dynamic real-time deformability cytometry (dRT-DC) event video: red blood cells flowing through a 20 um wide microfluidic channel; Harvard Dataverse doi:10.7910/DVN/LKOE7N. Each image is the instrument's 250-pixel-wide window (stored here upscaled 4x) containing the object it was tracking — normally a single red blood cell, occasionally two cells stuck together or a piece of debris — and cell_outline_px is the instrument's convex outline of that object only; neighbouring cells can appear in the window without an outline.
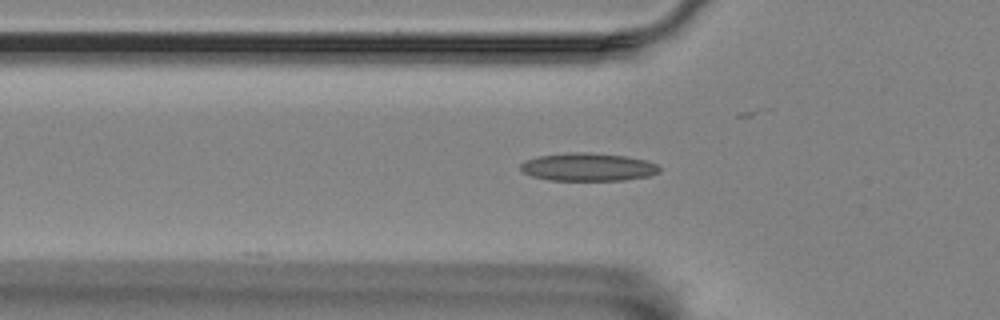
{"species": "Egyptian fruit bat (a non-hibernating species)", "species_latin": "Rousettus aegyptiacus", "temperature_condition": "room temperature", "stored_images_in_passage": 44, "camera_frame_rate_fps": 3000, "um_per_image_px": 0.085, "animal": {"sex": "female"}, "frame": {"image": 1, "passage_image": 6, "time_ms": 1.667, "image_size_px": [1000, 320], "cell_outline_px": [[660, 172], [648, 176], [624, 180], [548, 180], [532, 176], [524, 172], [520, 168], [520, 164], [528, 160], [540, 156], [572, 152], [588, 152], [624, 156], [644, 160], [656, 164], [660, 168]], "centroid_in_image_um": [49.99, 14.2], "position_along_channel_um": 75.8, "area_um2": 22.37}}
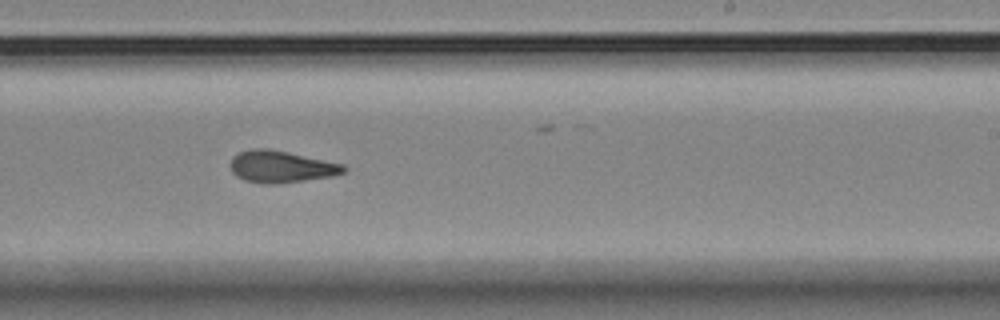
{"frame": {"image": 2, "passage_image": 22, "time_ms": 7.0, "image_size_px": [1000, 320], "cell_outline_px": [[348, 168], [344, 172], [332, 176], [276, 184], [264, 184], [244, 180], [236, 176], [232, 172], [232, 156], [240, 152], [252, 148], [268, 148], [288, 152], [344, 164]], "centroid_in_image_um": [23.9, 14.16], "position_along_channel_um": 265.1, "area_um2": 20.98}}
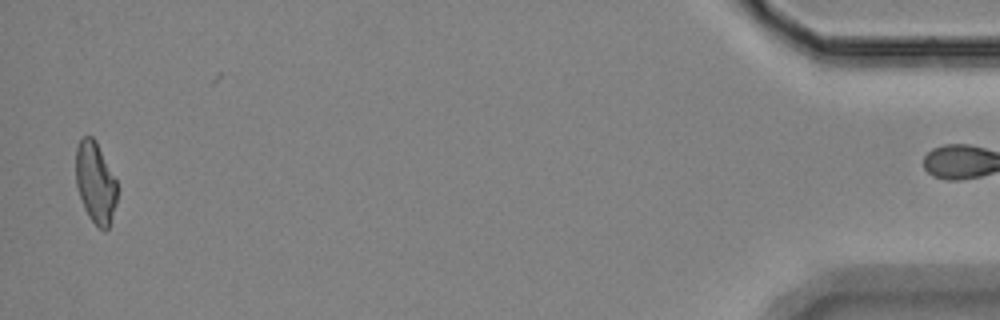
{"frame": {"image": 3, "passage_image": 43, "time_ms": 14.0, "image_size_px": [1000, 320], "cell_outline_px": [[116, 204], [108, 228], [100, 228], [88, 216], [84, 208], [76, 184], [76, 148], [80, 140], [84, 136], [92, 136], [96, 140], [116, 180]], "centroid_in_image_um": [8.1, 15.48], "position_along_channel_um": 427.1, "area_um2": 19.25}}